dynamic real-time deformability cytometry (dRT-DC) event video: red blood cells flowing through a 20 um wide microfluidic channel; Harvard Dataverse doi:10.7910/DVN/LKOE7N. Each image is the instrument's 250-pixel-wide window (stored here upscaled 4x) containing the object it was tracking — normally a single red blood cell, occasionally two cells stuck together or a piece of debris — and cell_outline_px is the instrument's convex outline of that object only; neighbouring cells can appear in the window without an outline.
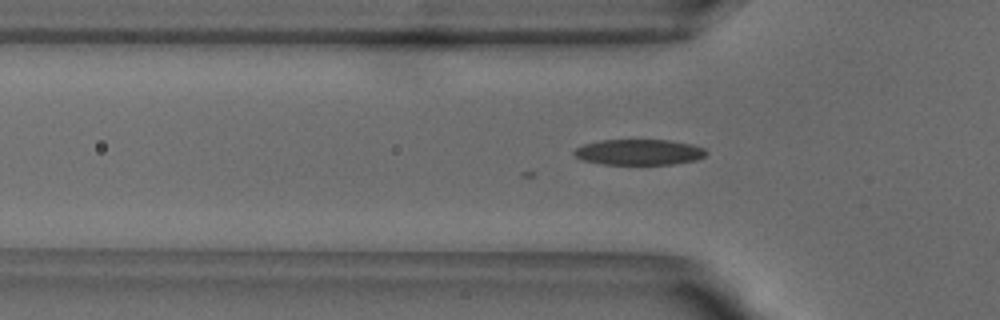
{"species": "common noctule bat (a hibernating species)", "species_latin": "Nyctalus noctula", "temperature_condition": "warm", "stored_images_in_passage": 42, "camera_frame_rate_fps": 3000, "um_per_image_px": 0.085, "animal": {"sex": "male", "body_mass_g": 18.8}, "frame": {"image": 1, "passage_image": 6, "time_ms": 1.667, "image_size_px": [1000, 320], "cell_outline_px": [[708, 152], [704, 156], [696, 160], [672, 164], [604, 164], [584, 160], [576, 156], [572, 152], [576, 148], [584, 144], [600, 140], [668, 140], [692, 144], [704, 148]], "centroid_in_image_um": [54.33, 12.92], "position_along_channel_um": 71.5, "area_um2": 19.65}}
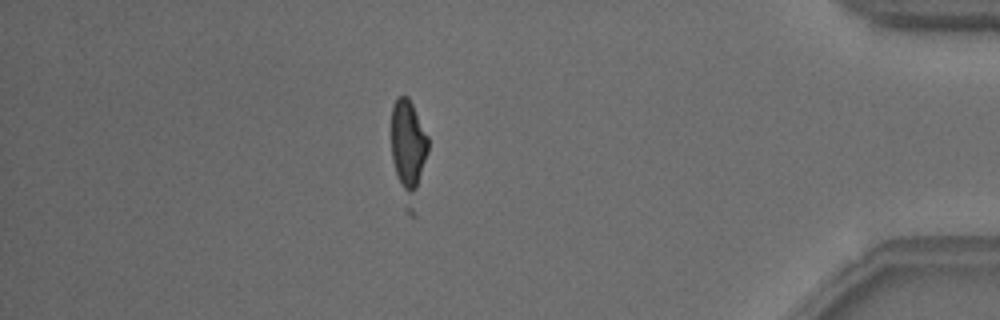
{"frame": {"image": 2, "passage_image": 35, "time_ms": 11.333, "image_size_px": [1000, 320], "cell_outline_px": [[428, 152], [416, 188], [412, 192], [408, 192], [400, 184], [392, 160], [392, 104], [400, 96], [408, 96], [428, 136]], "centroid_in_image_um": [34.68, 12.19], "position_along_channel_um": 400.5, "area_um2": 18.5}, "authors_computed_cell_mechanics": {"area_um2": 19.0451, "velocity_mm_per_s": 3.8449, "shape_relaxation_time_tau1_ms": null, "shape_relaxation_time_tau2_ms": 4.8959, "deformation_change_tau1": null, "deformation_change_tau2": 0.109}}